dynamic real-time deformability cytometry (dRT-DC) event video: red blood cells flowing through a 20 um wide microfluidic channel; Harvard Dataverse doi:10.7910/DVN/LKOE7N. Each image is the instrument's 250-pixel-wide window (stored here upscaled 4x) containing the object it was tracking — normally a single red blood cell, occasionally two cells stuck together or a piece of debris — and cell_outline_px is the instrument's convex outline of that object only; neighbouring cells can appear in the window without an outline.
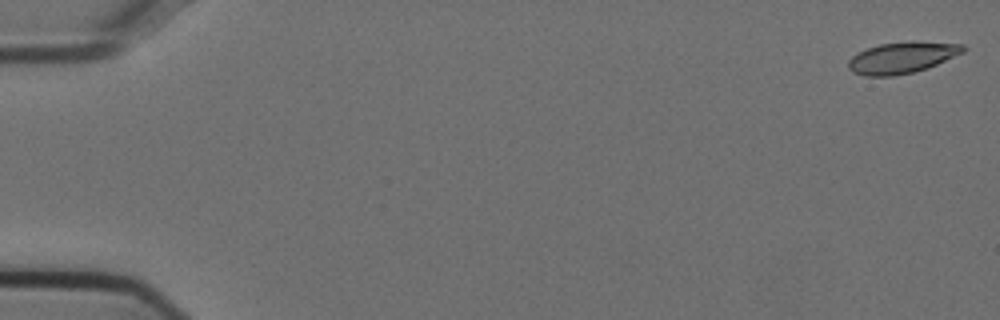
{"species": "Egyptian fruit bat (a non-hibernating species)", "species_latin": "Rousettus aegyptiacus", "temperature_condition": "cold", "stored_images_in_passage": 13, "camera_frame_rate_fps": 3000, "um_per_image_px": 0.085, "animal": {"sex": "female"}, "frame": {"image": 1, "passage_image": 1, "time_ms": 0.0, "image_size_px": [1000, 320], "cell_outline_px": [[968, 48], [964, 52], [936, 64], [912, 72], [892, 76], [864, 76], [852, 72], [848, 68], [848, 60], [856, 52], [880, 44], [912, 40], [964, 44]], "centroid_in_image_um": [76.66, 4.87], "position_along_channel_um": 8.3, "area_um2": 21.1}}